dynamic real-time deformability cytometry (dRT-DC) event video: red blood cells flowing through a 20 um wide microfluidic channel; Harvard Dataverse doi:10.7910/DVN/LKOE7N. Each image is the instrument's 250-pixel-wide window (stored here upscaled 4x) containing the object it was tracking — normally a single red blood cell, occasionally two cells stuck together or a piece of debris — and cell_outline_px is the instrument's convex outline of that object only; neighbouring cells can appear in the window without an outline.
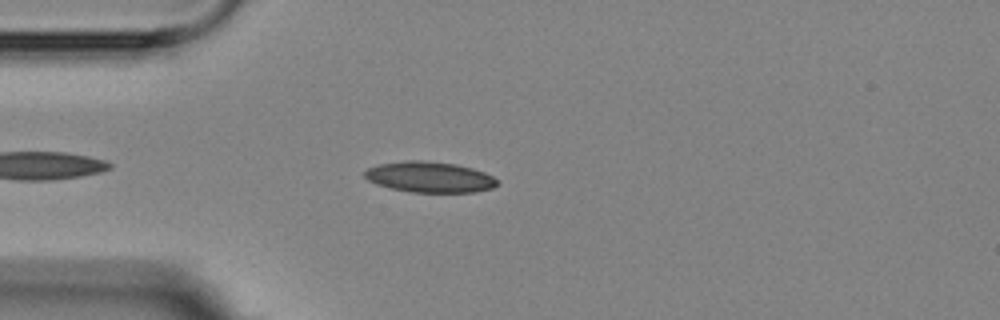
{"species": "Egyptian fruit bat (a non-hibernating species)", "species_latin": "Rousettus aegyptiacus", "temperature_condition": "room temperature", "stored_images_in_passage": 5, "camera_frame_rate_fps": 3000, "um_per_image_px": 0.085, "animal": {"sex": "female"}, "frame": {"image": 1, "passage_image": 4, "time_ms": 4.333, "image_size_px": [1000, 320], "cell_outline_px": [[500, 184], [492, 188], [476, 192], [412, 192], [392, 188], [376, 184], [368, 180], [364, 176], [364, 172], [368, 168], [380, 164], [404, 160], [424, 160], [456, 164], [472, 168], [484, 172], [500, 180]], "centroid_in_image_um": [36.55, 15.04], "position_along_channel_um": 48.4, "area_um2": 23.87}}